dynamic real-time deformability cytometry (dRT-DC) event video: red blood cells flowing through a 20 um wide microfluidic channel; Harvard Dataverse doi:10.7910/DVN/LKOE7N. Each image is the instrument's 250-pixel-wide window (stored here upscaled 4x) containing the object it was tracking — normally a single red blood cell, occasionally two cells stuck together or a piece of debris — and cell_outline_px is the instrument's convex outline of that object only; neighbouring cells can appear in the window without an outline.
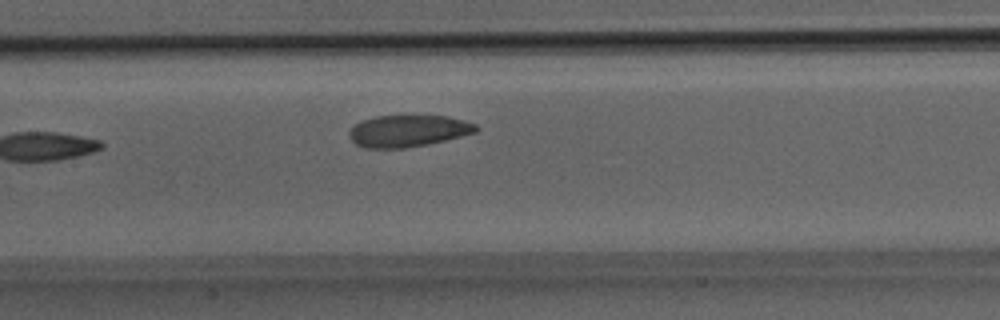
{"species": "Egyptian fruit bat (a non-hibernating species)", "species_latin": "Rousettus aegyptiacus", "temperature_condition": "room temperature", "stored_images_in_passage": 7, "camera_frame_rate_fps": 3000, "um_per_image_px": 0.085, "animal": {"sex": "male"}, "frame": {"image": 1, "passage_image": 7, "time_ms": 2.0, "image_size_px": [1000, 320], "cell_outline_px": [[480, 128], [476, 132], [428, 144], [404, 148], [364, 148], [356, 144], [348, 136], [348, 132], [360, 120], [376, 116], [448, 116], [464, 120], [476, 124]], "centroid_in_image_um": [34.67, 11.13], "position_along_channel_um": 172.7, "area_um2": 23.47}}